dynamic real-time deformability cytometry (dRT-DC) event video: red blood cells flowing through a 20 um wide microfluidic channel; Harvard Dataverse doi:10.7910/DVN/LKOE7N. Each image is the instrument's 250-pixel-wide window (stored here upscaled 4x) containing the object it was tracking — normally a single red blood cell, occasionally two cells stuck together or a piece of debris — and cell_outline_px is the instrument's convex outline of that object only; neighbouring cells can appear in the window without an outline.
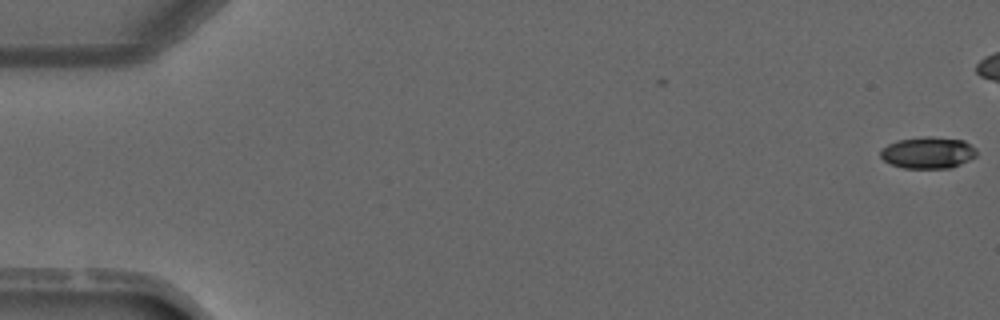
{"species": "common noctule bat (a hibernating species)", "species_latin": "Nyctalus noctula", "temperature_condition": "warm", "stored_images_in_passage": 4, "camera_frame_rate_fps": 3000, "um_per_image_px": 0.085, "animal": {"sex": "male", "forearm_length_mm": 52.5}, "frame": {"image": 1, "passage_image": 1, "time_ms": 0.0, "image_size_px": [1000, 320], "cell_outline_px": [[976, 156], [952, 168], [904, 168], [892, 164], [884, 160], [880, 156], [880, 148], [896, 140], [924, 136], [928, 136], [964, 140], [976, 148]], "centroid_in_image_um": [78.86, 12.97], "position_along_channel_um": 6.1, "area_um2": 17.8}}